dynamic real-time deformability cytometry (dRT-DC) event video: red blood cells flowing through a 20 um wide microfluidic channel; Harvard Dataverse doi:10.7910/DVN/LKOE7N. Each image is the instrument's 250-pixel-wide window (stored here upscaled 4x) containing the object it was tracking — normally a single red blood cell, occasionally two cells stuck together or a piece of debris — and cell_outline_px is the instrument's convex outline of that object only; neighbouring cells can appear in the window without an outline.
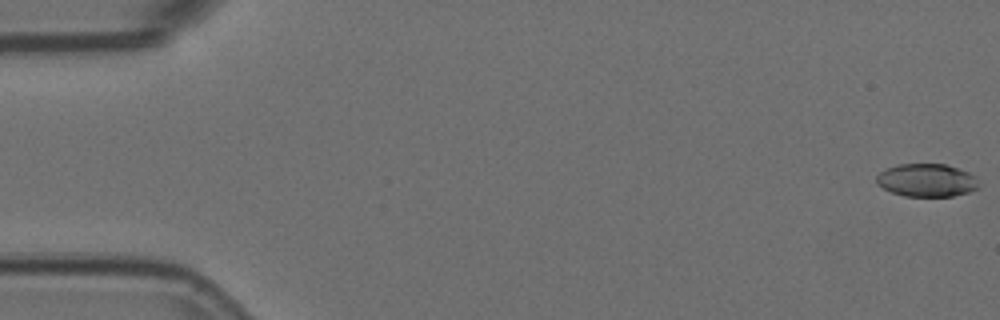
{"species": "Egyptian fruit bat (a non-hibernating species)", "species_latin": "Rousettus aegyptiacus", "temperature_condition": "room temperature", "stored_images_in_passage": 6, "camera_frame_rate_fps": 3000, "um_per_image_px": 0.085, "animal": {"sex": "female"}, "frame": {"image": 1, "passage_image": 1, "time_ms": 0.0, "image_size_px": [1000, 320], "cell_outline_px": [[976, 188], [968, 192], [952, 196], [904, 196], [892, 192], [876, 184], [876, 176], [880, 172], [896, 164], [944, 164], [968, 172], [976, 176]], "centroid_in_image_um": [78.72, 15.32], "position_along_channel_um": 6.3, "area_um2": 19.42}}